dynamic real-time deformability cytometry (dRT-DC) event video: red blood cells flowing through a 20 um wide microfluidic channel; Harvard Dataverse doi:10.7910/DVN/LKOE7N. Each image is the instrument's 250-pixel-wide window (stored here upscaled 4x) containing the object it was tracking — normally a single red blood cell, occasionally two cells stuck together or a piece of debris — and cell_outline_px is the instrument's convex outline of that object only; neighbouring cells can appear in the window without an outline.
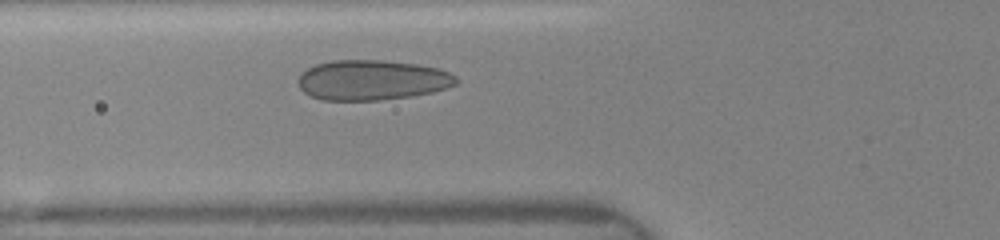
{"species": "human", "species_latin": "Homo sapiens", "temperature_condition": "room temperature", "stored_images_in_passage": 3, "camera_frame_rate_fps": 3000, "um_per_image_px": 0.085, "donor": {"sex": "female"}, "frame": {"image": 1, "passage_image": 3, "time_ms": 1.667, "image_size_px": [1000, 240], "cell_outline_px": [[456, 84], [432, 92], [412, 96], [380, 100], [324, 100], [312, 96], [304, 92], [300, 88], [296, 80], [308, 68], [316, 64], [332, 60], [380, 60], [416, 64], [436, 68], [452, 72], [456, 76]], "centroid_in_image_um": [31.62, 6.8], "position_along_channel_um": 94.2, "area_um2": 36.82}}